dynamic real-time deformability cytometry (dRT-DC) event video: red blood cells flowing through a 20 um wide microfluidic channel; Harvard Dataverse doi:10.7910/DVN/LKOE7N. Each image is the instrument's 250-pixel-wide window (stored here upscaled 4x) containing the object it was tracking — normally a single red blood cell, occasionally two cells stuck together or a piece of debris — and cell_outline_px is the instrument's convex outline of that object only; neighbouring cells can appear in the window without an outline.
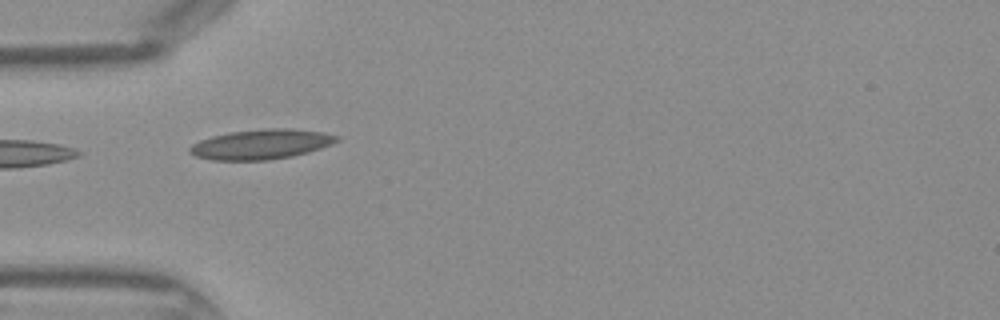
{"species": "Egyptian fruit bat (a non-hibernating species)", "species_latin": "Rousettus aegyptiacus", "temperature_condition": "warm", "stored_images_in_passage": 7, "camera_frame_rate_fps": 3000, "um_per_image_px": 0.085, "frame": {"image": 1, "passage_image": 1, "time_ms": 0.0, "image_size_px": [1000, 320], "cell_outline_px": [[340, 140], [332, 144], [308, 152], [292, 156], [268, 160], [212, 160], [196, 156], [188, 152], [188, 148], [192, 144], [200, 140], [212, 136], [232, 132], [268, 128], [292, 128], [324, 132], [340, 136]], "centroid_in_image_um": [22.22, 12.26], "position_along_channel_um": 62.8, "area_um2": 25.66}}
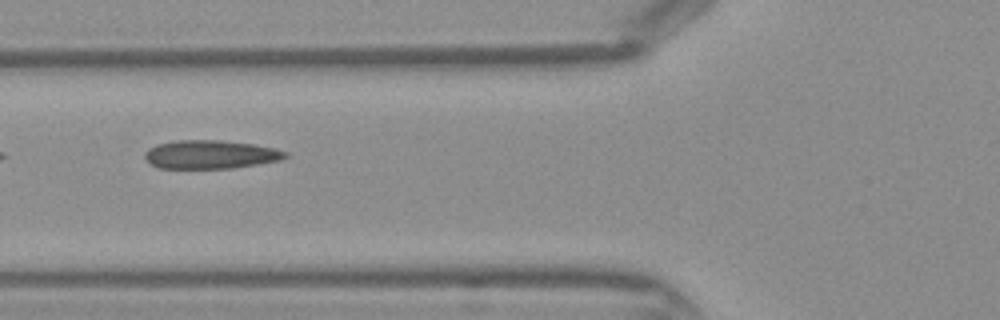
{"frame": {"image": 2, "passage_image": 4, "time_ms": 1.0, "image_size_px": [1000, 320], "cell_outline_px": [[288, 156], [280, 160], [232, 168], [160, 168], [152, 164], [144, 156], [144, 152], [148, 148], [156, 144], [176, 140], [220, 140], [252, 144], [272, 148], [288, 152]], "centroid_in_image_um": [17.86, 13.12], "position_along_channel_um": 107.9, "area_um2": 23.18}}